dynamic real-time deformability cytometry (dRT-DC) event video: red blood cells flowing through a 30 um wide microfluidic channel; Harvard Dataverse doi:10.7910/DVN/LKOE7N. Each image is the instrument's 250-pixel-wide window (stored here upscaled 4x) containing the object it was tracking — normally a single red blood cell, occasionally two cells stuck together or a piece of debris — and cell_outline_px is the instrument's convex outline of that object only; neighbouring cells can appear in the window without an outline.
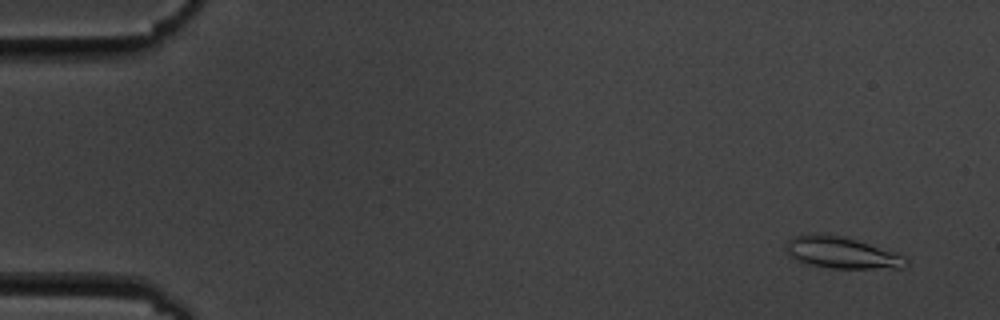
{"species": "common noctule bat (a hibernating species)", "species_latin": "Nyctalus noctula", "temperature_condition": "cold", "stored_images_in_passage": 4, "camera_frame_rate_fps": 3000, "um_per_image_px": 0.085, "animal": {"sex": "male", "body_mass_g": 19.5, "forearm_length_mm": 54.6}, "frame": {"image": 1, "passage_image": 1, "time_ms": 0.0, "image_size_px": [1000, 320], "cell_outline_px": [[908, 264], [904, 268], [832, 268], [808, 264], [788, 256], [788, 240], [792, 236], [812, 232], [816, 232], [844, 236], [904, 256], [908, 260]], "centroid_in_image_um": [71.51, 21.46], "position_along_channel_um": 13.5, "area_um2": 21.96}}
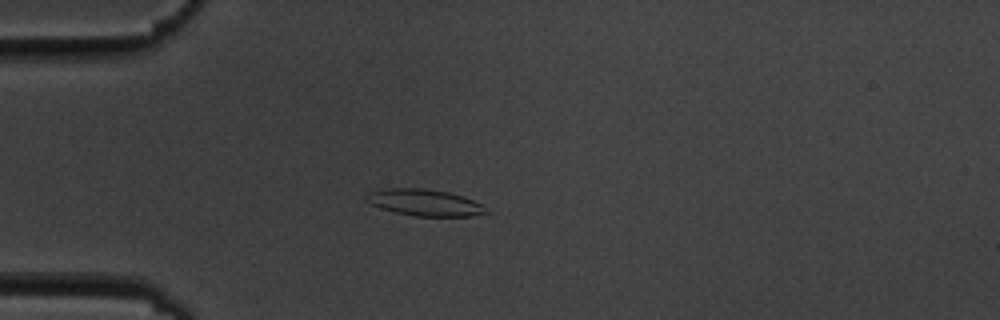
{"frame": {"image": 2, "passage_image": 4, "time_ms": 4.0, "image_size_px": [1000, 320], "cell_outline_px": [[488, 212], [472, 216], [412, 216], [380, 208], [364, 200], [364, 196], [368, 192], [388, 188], [424, 188], [448, 192], [464, 196], [480, 204]], "centroid_in_image_um": [36.04, 17.21], "position_along_channel_um": 49.0, "area_um2": 18.5}}